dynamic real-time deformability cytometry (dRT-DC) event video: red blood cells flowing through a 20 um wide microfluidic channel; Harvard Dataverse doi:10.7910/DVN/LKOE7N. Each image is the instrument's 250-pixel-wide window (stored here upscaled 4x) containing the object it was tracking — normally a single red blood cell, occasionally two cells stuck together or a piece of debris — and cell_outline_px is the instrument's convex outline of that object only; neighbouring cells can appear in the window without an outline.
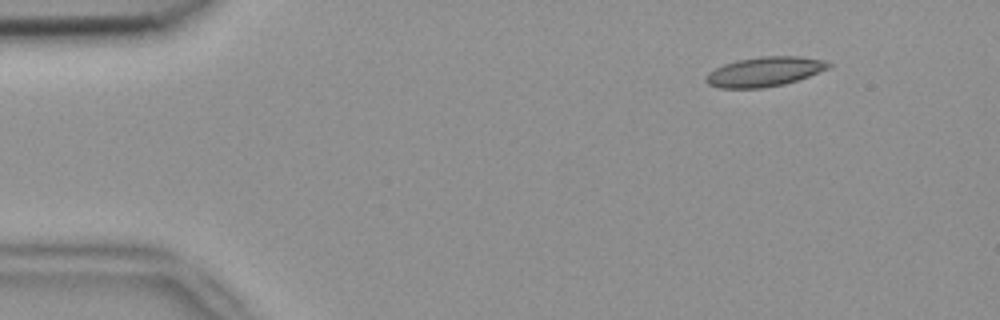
{"species": "common noctule bat (a hibernating species)", "species_latin": "Nyctalus noctula", "temperature_condition": "room temperature", "stored_images_in_passage": 5, "camera_frame_rate_fps": 3000, "um_per_image_px": 0.085, "animal": {"sex": "female", "body_mass_g": 18.4}, "frame": {"image": 1, "passage_image": 2, "time_ms": 0.333, "image_size_px": [1000, 320], "cell_outline_px": [[832, 68], [784, 84], [764, 88], [720, 88], [708, 84], [704, 80], [708, 72], [724, 64], [736, 60], [760, 56], [800, 56], [824, 60], [832, 64]], "centroid_in_image_um": [65.0, 6.09], "position_along_channel_um": 20.0, "area_um2": 21.27}}